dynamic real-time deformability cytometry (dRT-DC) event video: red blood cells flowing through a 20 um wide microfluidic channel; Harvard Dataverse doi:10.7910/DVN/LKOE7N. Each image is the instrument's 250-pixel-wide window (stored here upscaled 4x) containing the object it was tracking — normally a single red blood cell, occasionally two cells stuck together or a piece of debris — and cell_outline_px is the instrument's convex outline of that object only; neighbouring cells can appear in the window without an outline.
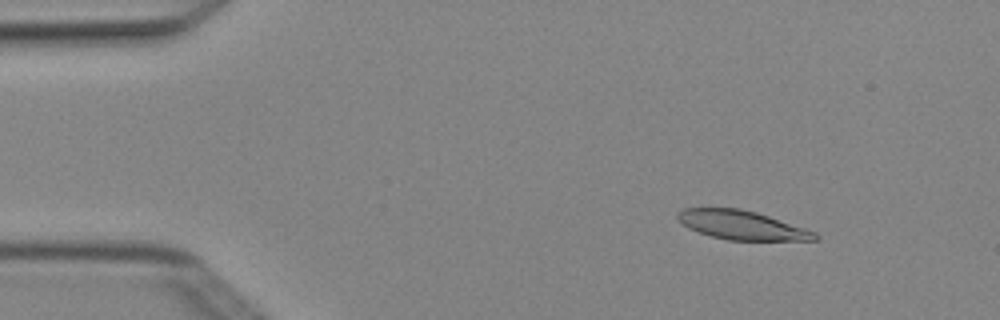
{"species": "Egyptian fruit bat (a non-hibernating species)", "species_latin": "Rousettus aegyptiacus", "temperature_condition": "cold", "stored_images_in_passage": 4, "camera_frame_rate_fps": 3000, "um_per_image_px": 0.085, "animal": {"sex": "female"}, "frame": {"image": 1, "passage_image": 2, "time_ms": 0.333, "image_size_px": [1000, 320], "cell_outline_px": [[820, 240], [728, 240], [712, 236], [688, 228], [676, 216], [676, 212], [684, 208], [740, 208], [756, 212], [816, 232], [820, 236]], "centroid_in_image_um": [63.07, 19.13], "position_along_channel_um": 21.9, "area_um2": 22.95}}
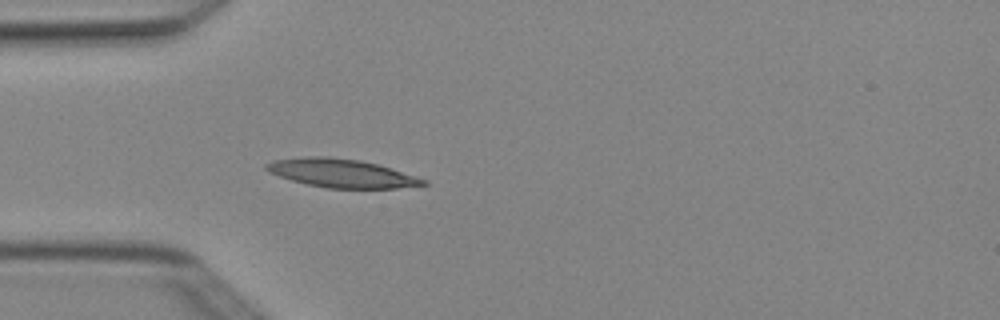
{"frame": {"image": 2, "passage_image": 4, "time_ms": 1.0, "image_size_px": [1000, 320], "cell_outline_px": [[428, 184], [396, 188], [328, 188], [308, 184], [292, 180], [268, 172], [264, 168], [264, 164], [272, 160], [312, 156], [328, 156], [360, 160], [376, 164], [428, 180]], "centroid_in_image_um": [28.99, 14.72], "position_along_channel_um": 56.0, "area_um2": 25.78}}